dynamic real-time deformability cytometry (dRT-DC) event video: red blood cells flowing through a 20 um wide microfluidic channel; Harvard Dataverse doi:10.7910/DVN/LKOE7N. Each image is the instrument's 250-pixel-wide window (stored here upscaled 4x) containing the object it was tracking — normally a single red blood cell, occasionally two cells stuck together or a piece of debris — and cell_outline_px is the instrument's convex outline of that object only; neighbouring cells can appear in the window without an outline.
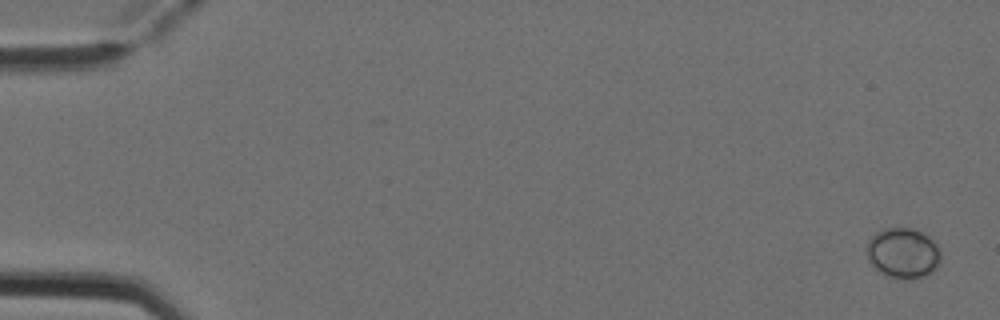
{"species": "Egyptian fruit bat (a non-hibernating species)", "species_latin": "Rousettus aegyptiacus", "temperature_condition": "cold", "stored_images_in_passage": 4, "camera_frame_rate_fps": 3000, "um_per_image_px": 0.085, "animal": {"sex": "female"}, "frame": {"image": 1, "passage_image": 1, "time_ms": 0.0, "image_size_px": [1000, 320], "cell_outline_px": [[940, 264], [932, 272], [924, 276], [912, 280], [888, 276], [880, 272], [868, 260], [864, 248], [868, 240], [876, 232], [884, 228], [912, 228], [928, 236], [936, 244], [940, 252]], "centroid_in_image_um": [76.73, 21.51], "position_along_channel_um": 8.3, "area_um2": 21.91}}